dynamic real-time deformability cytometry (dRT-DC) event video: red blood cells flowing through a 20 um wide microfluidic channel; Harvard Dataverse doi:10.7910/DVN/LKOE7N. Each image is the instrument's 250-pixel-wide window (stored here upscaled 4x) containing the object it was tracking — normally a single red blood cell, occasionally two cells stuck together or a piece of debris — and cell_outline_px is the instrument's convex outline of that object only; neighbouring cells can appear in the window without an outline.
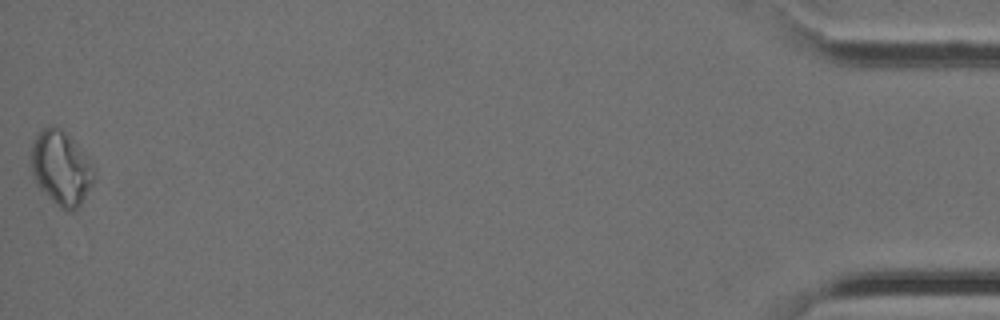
{"species": "Egyptian fruit bat (a non-hibernating species)", "species_latin": "Rousettus aegyptiacus", "temperature_condition": "cold", "stored_images_in_passage": 36, "camera_frame_rate_fps": 3000, "um_per_image_px": 0.085, "animal": {"sex": "female"}, "frame": {"image": 1, "passage_image": 36, "time_ms": 11.667, "image_size_px": [1000, 320], "cell_outline_px": [[96, 176], [92, 184], [80, 204], [72, 212], [68, 212], [60, 208], [36, 184], [32, 172], [32, 140], [44, 128], [60, 128], [72, 140], [96, 168]], "centroid_in_image_um": [5.21, 14.33], "position_along_channel_um": 430.0, "area_um2": 26.7}}